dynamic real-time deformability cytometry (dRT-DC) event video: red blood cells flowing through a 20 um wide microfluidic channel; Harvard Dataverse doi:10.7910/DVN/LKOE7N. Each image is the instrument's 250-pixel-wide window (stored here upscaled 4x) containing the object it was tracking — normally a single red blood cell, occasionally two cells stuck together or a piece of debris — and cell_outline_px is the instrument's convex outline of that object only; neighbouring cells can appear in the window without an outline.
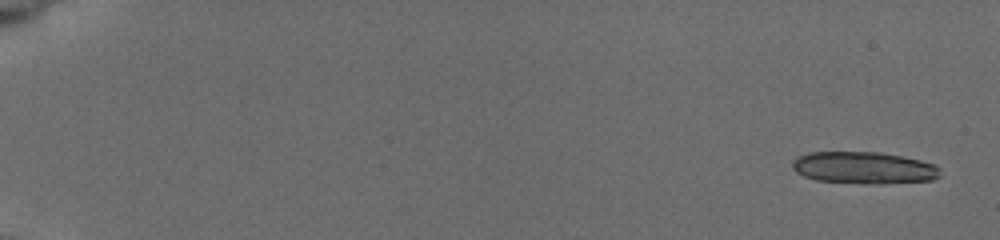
{"species": "common noctule bat (a hibernating species)", "species_latin": "Nyctalus noctula", "temperature_condition": "cold", "stored_images_in_passage": 9, "segment_of_instrument_passage": [1, 2], "camera_frame_rate_fps": 3000, "um_per_image_px": 0.085, "animal": {"sex": "female", "body_mass_g": 19.5, "forearm_length_mm": 54.1}, "frame": {"image": 1, "passage_image": 1, "time_ms": 0.0, "image_size_px": [1000, 240], "cell_outline_px": [[940, 176], [932, 180], [884, 184], [868, 184], [816, 180], [804, 176], [796, 172], [792, 168], [792, 160], [808, 152], [880, 152], [920, 160], [936, 164], [940, 168]], "centroid_in_image_um": [73.44, 14.27], "position_along_channel_um": 11.6, "area_um2": 27.74}}
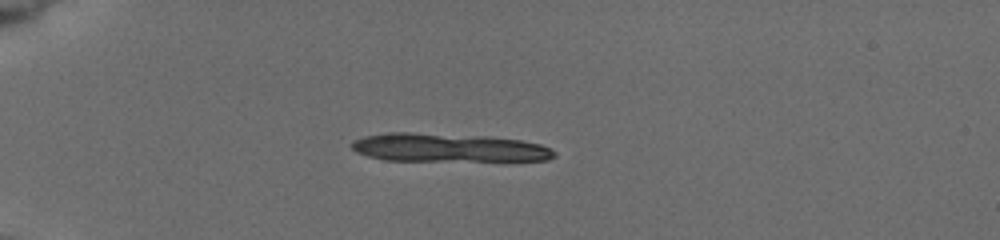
{"frame": {"image": 2, "passage_image": 6, "time_ms": 4.667, "image_size_px": [1000, 240], "cell_outline_px": [[556, 156], [548, 160], [384, 160], [368, 156], [356, 152], [352, 148], [352, 140], [364, 136], [388, 132], [408, 132], [484, 136], [520, 140], [540, 144], [556, 152]], "centroid_in_image_um": [38.06, 12.54], "position_along_channel_um": 46.9, "area_um2": 33.29}}